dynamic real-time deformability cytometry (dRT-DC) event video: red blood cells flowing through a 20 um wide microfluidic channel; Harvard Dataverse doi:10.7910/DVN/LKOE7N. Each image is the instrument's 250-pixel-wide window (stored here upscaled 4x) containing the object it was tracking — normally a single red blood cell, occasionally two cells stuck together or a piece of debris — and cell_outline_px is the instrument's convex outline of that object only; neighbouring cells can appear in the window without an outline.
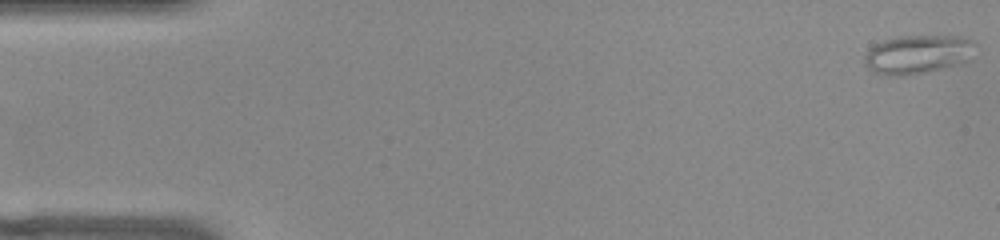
{"species": "common noctule bat (a hibernating species)", "species_latin": "Nyctalus noctula", "temperature_condition": "warm", "stored_images_in_passage": 47, "camera_frame_rate_fps": 3000, "um_per_image_px": 0.085, "animal": {"sex": "female", "body_mass_g": 22.0, "forearm_length_mm": 56.7}, "frame": {"image": 1, "passage_image": 1, "time_ms": 0.0, "image_size_px": [1000, 240], "cell_outline_px": [[976, 44], [972, 60], [924, 72], [904, 76], [884, 76], [872, 72], [864, 64], [864, 56], [868, 48], [872, 44], [896, 36], [960, 36], [972, 40]], "centroid_in_image_um": [77.97, 4.62], "position_along_channel_um": 7.0, "area_um2": 25.49}}
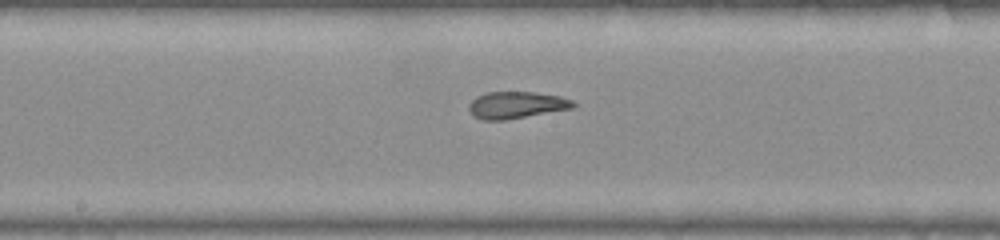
{"frame": {"image": 2, "passage_image": 27, "time_ms": 8.667, "image_size_px": [1000, 240], "cell_outline_px": [[576, 104], [572, 108], [504, 120], [480, 120], [468, 108], [468, 104], [476, 96], [488, 92], [532, 92], [560, 96], [572, 100]], "centroid_in_image_um": [43.87, 8.92], "position_along_channel_um": 204.3, "area_um2": 16.13}}
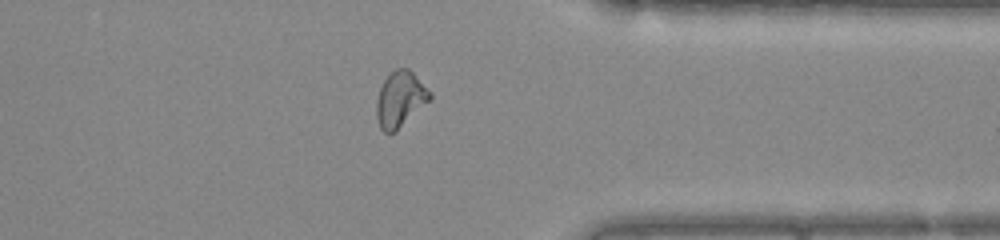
{"frame": {"image": 3, "passage_image": 41, "time_ms": 13.333, "image_size_px": [1000, 240], "cell_outline_px": [[432, 100], [396, 132], [388, 136], [380, 128], [376, 116], [376, 100], [380, 88], [384, 80], [396, 68], [408, 68], [432, 92]], "centroid_in_image_um": [34.04, 8.49], "position_along_channel_um": 377.4, "area_um2": 17.74}, "authors_computed_cell_mechanics": {"area_um2": 17.34, "velocity_mm_per_s": 3.8853, "shape_relaxation_time_tau1_ms": null, "shape_relaxation_time_tau2_ms": 1.1677, "deformation_change_tau1": null, "deformation_change_tau2": 0.0909}}